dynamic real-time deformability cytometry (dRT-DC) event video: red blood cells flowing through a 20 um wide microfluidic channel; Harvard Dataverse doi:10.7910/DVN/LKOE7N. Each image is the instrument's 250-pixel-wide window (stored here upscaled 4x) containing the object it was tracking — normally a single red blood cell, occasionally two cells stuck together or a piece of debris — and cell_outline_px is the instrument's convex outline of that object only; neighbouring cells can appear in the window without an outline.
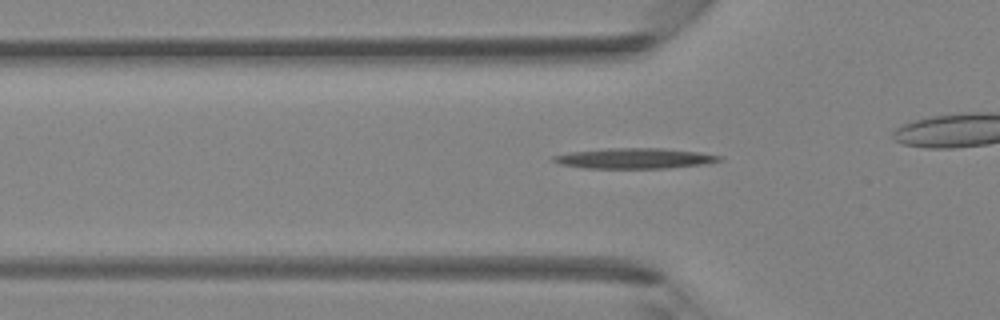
{"species": "Egyptian fruit bat (a non-hibernating species)", "species_latin": "Rousettus aegyptiacus", "temperature_condition": "room temperature", "stored_images_in_passage": 27, "camera_frame_rate_fps": 3000, "um_per_image_px": 0.085, "animal": {"sex": "female"}, "frame": {"image": 1, "passage_image": 6, "time_ms": 1.667, "image_size_px": [1000, 320], "cell_outline_px": [[724, 160], [708, 164], [668, 168], [584, 168], [560, 164], [552, 160], [552, 156], [568, 152], [608, 148], [660, 148], [700, 152], [724, 156]], "centroid_in_image_um": [54.0, 13.46], "position_along_channel_um": 71.8, "area_um2": 20.0}}
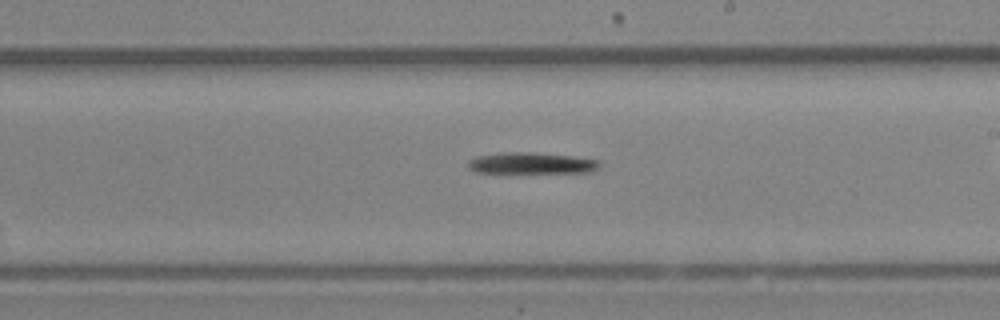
{"frame": {"image": 2, "passage_image": 17, "time_ms": 5.333, "image_size_px": [1000, 320], "cell_outline_px": [[600, 168], [592, 172], [476, 172], [468, 168], [468, 160], [476, 156], [504, 152], [532, 152], [572, 156], [600, 160]], "centroid_in_image_um": [45.19, 13.86], "position_along_channel_um": 243.8, "area_um2": 16.3}}
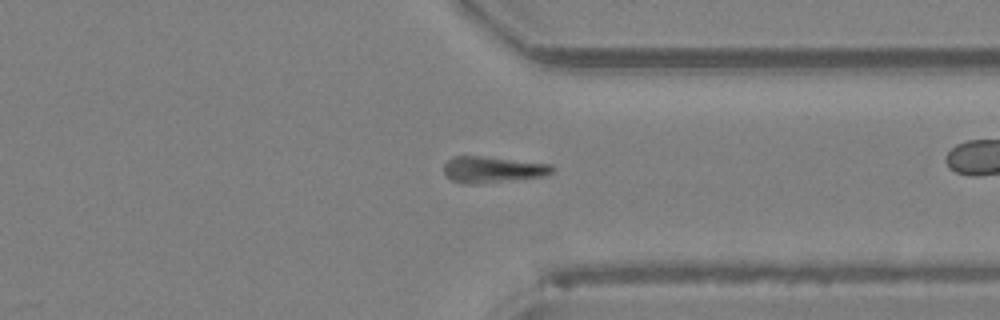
{"frame": {"image": 3, "passage_image": 25, "time_ms": 8.0, "image_size_px": [1000, 320], "cell_outline_px": [[556, 168], [552, 172], [544, 176], [476, 184], [464, 184], [452, 180], [444, 172], [444, 164], [452, 156], [480, 156], [552, 164]], "centroid_in_image_um": [41.87, 14.41], "position_along_channel_um": 369.5, "area_um2": 16.47}}